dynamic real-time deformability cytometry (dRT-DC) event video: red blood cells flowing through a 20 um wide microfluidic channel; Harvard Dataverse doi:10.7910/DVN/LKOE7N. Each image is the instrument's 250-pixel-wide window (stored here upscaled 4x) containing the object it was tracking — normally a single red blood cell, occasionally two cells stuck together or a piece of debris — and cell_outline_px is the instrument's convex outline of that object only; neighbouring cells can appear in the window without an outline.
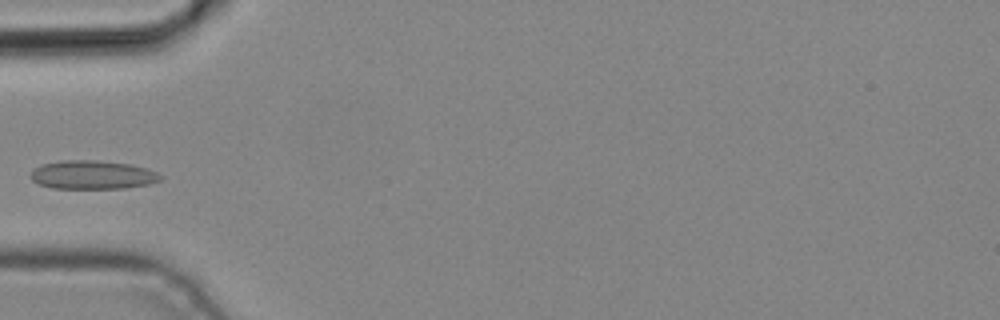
{"species": "common noctule bat (a hibernating species)", "species_latin": "Nyctalus noctula", "temperature_condition": "cold", "stored_images_in_passage": 4, "camera_frame_rate_fps": 3000, "um_per_image_px": 0.085, "animal": {"sex": "male", "body_mass_g": 19.2, "forearm_length_mm": 51.8}, "frame": {"image": 1, "passage_image": 4, "time_ms": 1.0, "image_size_px": [1000, 320], "cell_outline_px": [[164, 176], [160, 180], [148, 184], [124, 188], [52, 188], [40, 184], [32, 180], [32, 168], [40, 164], [60, 160], [96, 160], [132, 164], [148, 168]], "centroid_in_image_um": [7.87, 14.84], "position_along_channel_um": 77.1, "area_um2": 21.79}}